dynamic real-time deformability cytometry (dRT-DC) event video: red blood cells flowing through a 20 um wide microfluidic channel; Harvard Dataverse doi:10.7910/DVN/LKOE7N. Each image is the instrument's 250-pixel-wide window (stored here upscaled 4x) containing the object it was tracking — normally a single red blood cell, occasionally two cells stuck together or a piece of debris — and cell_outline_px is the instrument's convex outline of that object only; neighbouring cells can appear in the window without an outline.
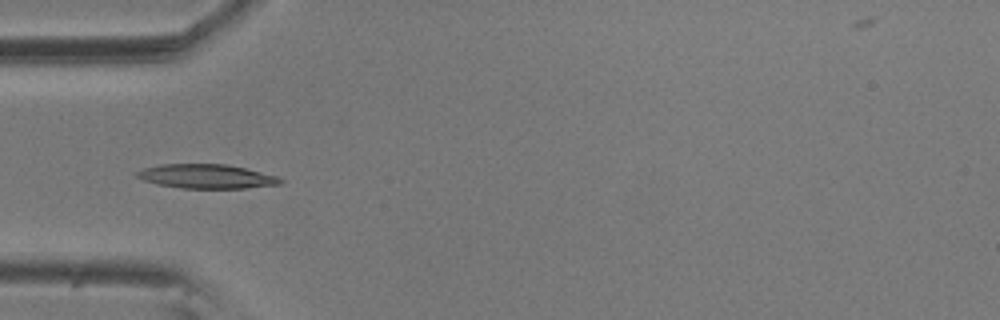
{"species": "common noctule bat (a hibernating species)", "species_latin": "Nyctalus noctula", "temperature_condition": "room temperature", "stored_images_in_passage": 6, "camera_frame_rate_fps": 3000, "um_per_image_px": 0.085, "animal": {"sex": "male", "body_mass_g": 20.5, "forearm_length_mm": 52.5}, "frame": {"image": 1, "passage_image": 5, "time_ms": 1.333, "image_size_px": [1000, 320], "cell_outline_px": [[284, 180], [280, 184], [244, 188], [180, 188], [156, 184], [144, 180], [136, 176], [136, 172], [144, 168], [160, 164], [228, 164], [276, 176]], "centroid_in_image_um": [17.52, 14.99], "position_along_channel_um": 67.5, "area_um2": 20.06}}
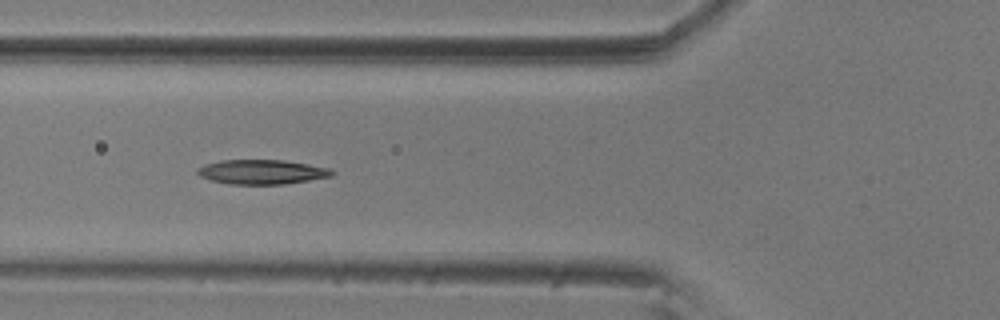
{"frame": {"image": 2, "passage_image": 6, "time_ms": 1.667, "image_size_px": [1000, 320], "cell_outline_px": [[336, 172], [332, 176], [284, 184], [228, 184], [212, 180], [200, 176], [196, 172], [196, 168], [204, 164], [220, 160], [284, 160], [308, 164], [328, 168]], "centroid_in_image_um": [22.23, 14.61], "position_along_channel_um": 103.6, "area_um2": 19.19}}